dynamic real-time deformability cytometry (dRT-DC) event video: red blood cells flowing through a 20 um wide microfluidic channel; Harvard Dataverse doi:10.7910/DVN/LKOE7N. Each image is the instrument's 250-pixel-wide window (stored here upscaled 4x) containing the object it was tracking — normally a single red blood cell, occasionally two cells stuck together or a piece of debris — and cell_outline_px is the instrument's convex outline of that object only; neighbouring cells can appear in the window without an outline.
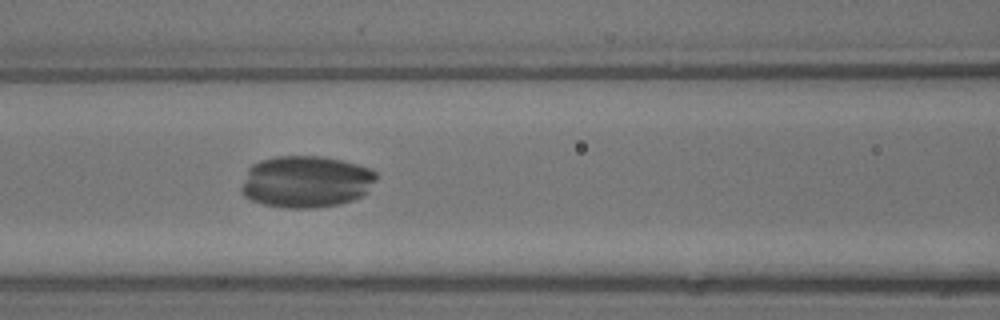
{"species": "common noctule bat (a hibernating species)", "species_latin": "Nyctalus noctula", "temperature_condition": "warm", "stored_images_in_passage": 9, "camera_frame_rate_fps": 3000, "um_per_image_px": 0.085, "animal": {"sex": "male", "body_mass_g": 13.3}, "frame": {"image": 1, "passage_image": 9, "time_ms": 2.667, "image_size_px": [1000, 320], "cell_outline_px": [[376, 180], [360, 196], [352, 200], [340, 204], [312, 208], [288, 208], [264, 204], [252, 200], [244, 196], [240, 192], [240, 188], [248, 168], [252, 164], [260, 160], [276, 156], [320, 156], [340, 160], [372, 168], [376, 172]], "centroid_in_image_um": [25.97, 15.43], "position_along_channel_um": 140.6, "area_um2": 40.75}}